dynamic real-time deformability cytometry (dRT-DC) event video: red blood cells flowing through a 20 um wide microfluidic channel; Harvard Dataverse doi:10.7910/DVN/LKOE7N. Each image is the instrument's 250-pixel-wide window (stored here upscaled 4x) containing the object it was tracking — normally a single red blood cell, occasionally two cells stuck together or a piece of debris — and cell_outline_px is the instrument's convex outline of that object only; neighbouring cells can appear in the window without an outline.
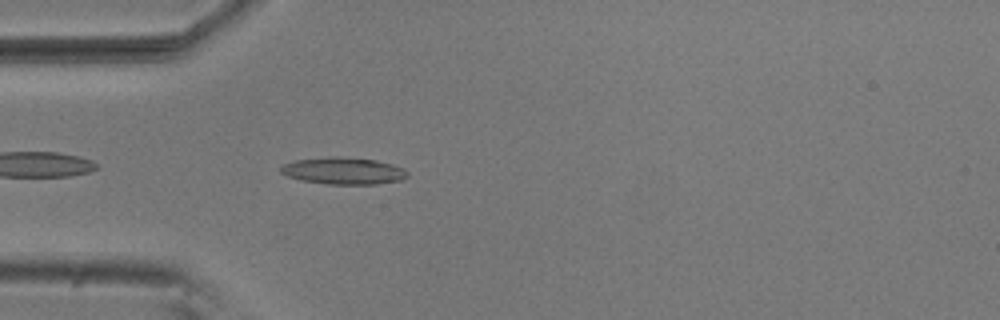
{"species": "common noctule bat (a hibernating species)", "species_latin": "Nyctalus noctula", "temperature_condition": "room temperature", "stored_images_in_passage": 41, "camera_frame_rate_fps": 3000, "um_per_image_px": 0.085, "animal": {"sex": "male", "body_mass_g": 20.5, "forearm_length_mm": 52.5}, "frame": {"image": 1, "passage_image": 3, "time_ms": 0.667, "image_size_px": [1000, 320], "cell_outline_px": [[408, 176], [400, 180], [376, 184], [328, 184], [300, 180], [288, 176], [280, 172], [280, 168], [284, 164], [292, 160], [332, 156], [340, 156], [376, 160], [392, 164], [404, 168], [408, 172]], "centroid_in_image_um": [29.18, 14.51], "position_along_channel_um": 55.8, "area_um2": 20.0}}
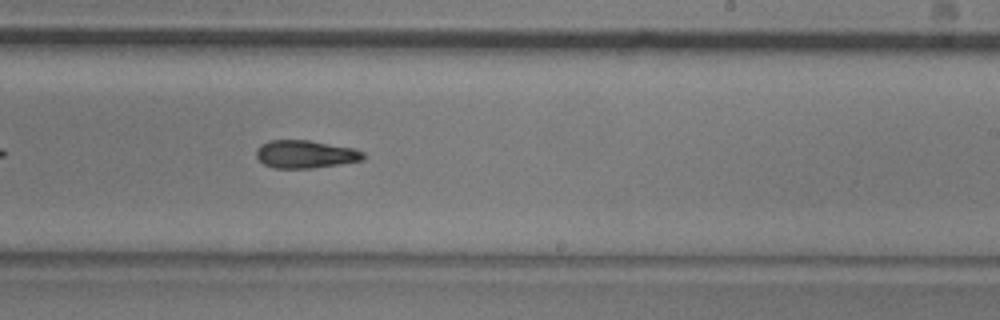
{"frame": {"image": 2, "passage_image": 20, "time_ms": 6.333, "image_size_px": [1000, 320], "cell_outline_px": [[364, 160], [340, 164], [312, 168], [272, 168], [264, 164], [256, 156], [256, 148], [260, 144], [268, 140], [308, 140], [352, 148], [364, 152]], "centroid_in_image_um": [25.92, 13.11], "position_along_channel_um": 263.1, "area_um2": 17.4}}
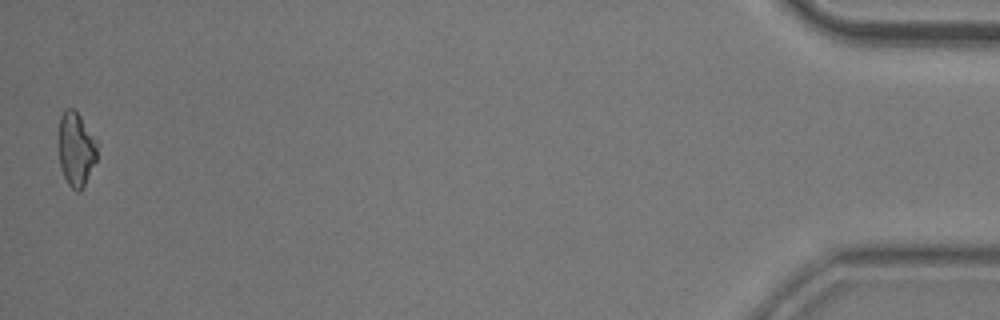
{"frame": {"image": 3, "passage_image": 41, "time_ms": 13.333, "image_size_px": [1000, 320], "cell_outline_px": [[96, 160], [80, 192], [76, 192], [68, 184], [64, 176], [60, 164], [60, 116], [68, 108], [72, 108], [80, 116], [96, 140]], "centroid_in_image_um": [6.47, 12.7], "position_along_channel_um": 428.7, "area_um2": 16.01}, "authors_computed_cell_mechanics": {"area_um2": 17.629, "velocity_mm_per_s": 3.7239, "shape_relaxation_time_tau1_ms": 4.9796, "shape_relaxation_time_tau2_ms": 8.3652, "deformation_change_tau1": 0.1229, "deformation_change_tau2": 0.1751}}